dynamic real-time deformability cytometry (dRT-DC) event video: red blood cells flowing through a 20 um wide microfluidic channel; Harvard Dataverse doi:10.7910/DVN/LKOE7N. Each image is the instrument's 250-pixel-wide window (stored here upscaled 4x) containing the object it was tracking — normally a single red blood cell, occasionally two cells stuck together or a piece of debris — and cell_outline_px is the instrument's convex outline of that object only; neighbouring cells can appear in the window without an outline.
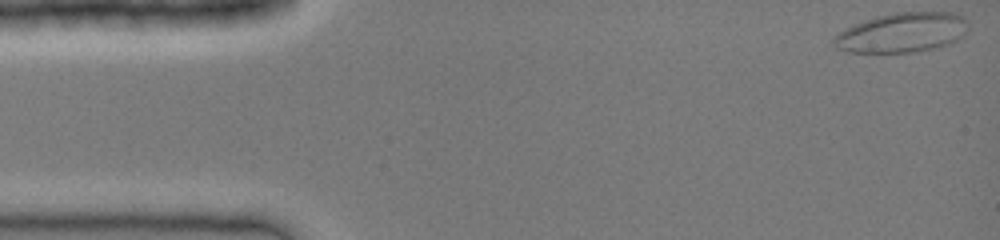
{"species": "common noctule bat (a hibernating species)", "species_latin": "Nyctalus noctula", "temperature_condition": "cold", "stored_images_in_passage": 41, "camera_frame_rate_fps": 3000, "um_per_image_px": 0.085, "animal": {"sex": "female", "body_mass_g": 19.0, "forearm_length_mm": 51.5}, "frame": {"image": 1, "passage_image": 1, "time_ms": 0.0, "image_size_px": [1000, 240], "cell_outline_px": [[964, 36], [952, 44], [940, 48], [916, 52], [848, 52], [836, 48], [832, 44], [832, 36], [864, 20], [876, 16], [896, 12], [952, 12], [960, 16], [964, 20]], "centroid_in_image_um": [76.65, 2.79], "position_along_channel_um": 8.3, "area_um2": 31.1}}
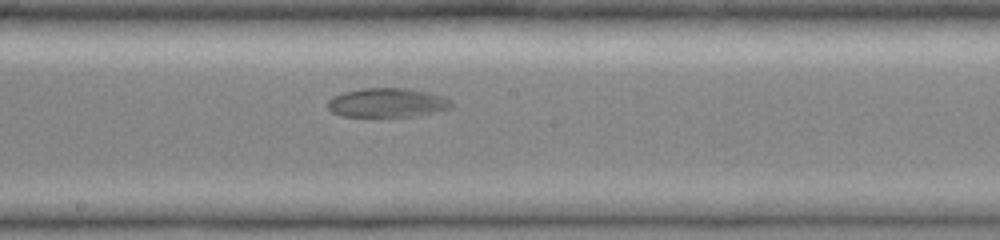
{"frame": {"image": 2, "passage_image": 23, "time_ms": 7.333, "image_size_px": [1000, 240], "cell_outline_px": [[456, 104], [452, 108], [416, 116], [340, 116], [332, 112], [328, 108], [328, 100], [332, 96], [344, 92], [364, 88], [404, 88], [428, 92], [444, 96], [452, 100]], "centroid_in_image_um": [32.96, 8.73], "position_along_channel_um": 215.2, "area_um2": 21.15}}
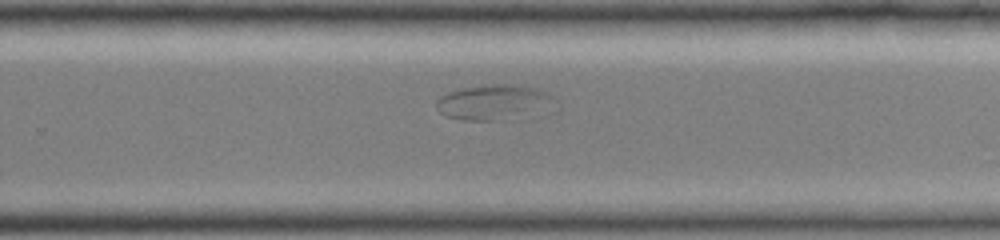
{"frame": {"image": 3, "passage_image": 28, "time_ms": 9.0, "image_size_px": [1000, 240], "cell_outline_px": [[556, 100], [492, 120], [460, 120], [444, 116], [436, 108], [436, 100], [440, 96], [448, 92], [464, 88], [496, 84], [512, 84], [536, 88], [548, 92]], "centroid_in_image_um": [41.68, 8.63], "position_along_channel_um": 288.1, "area_um2": 22.2}}